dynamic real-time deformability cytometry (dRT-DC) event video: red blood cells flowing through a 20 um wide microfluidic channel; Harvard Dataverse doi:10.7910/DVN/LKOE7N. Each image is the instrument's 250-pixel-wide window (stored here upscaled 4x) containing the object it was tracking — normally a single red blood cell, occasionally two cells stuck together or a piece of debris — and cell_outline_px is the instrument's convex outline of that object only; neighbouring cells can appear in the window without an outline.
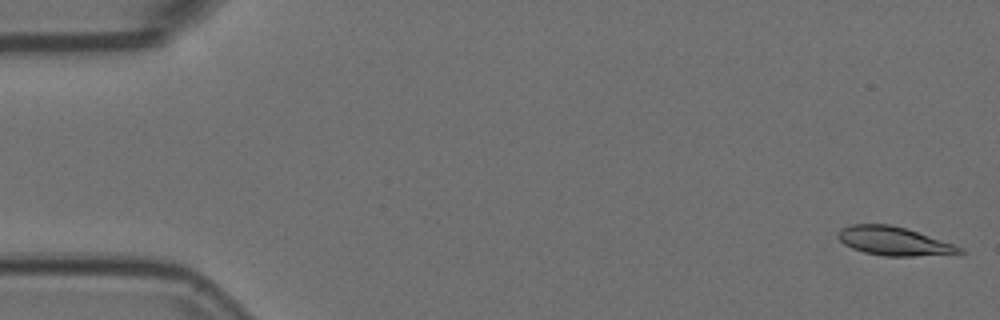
{"species": "Egyptian fruit bat (a non-hibernating species)", "species_latin": "Rousettus aegyptiacus", "temperature_condition": "room temperature", "stored_images_in_passage": 4, "camera_frame_rate_fps": 3000, "um_per_image_px": 0.085, "animal": {"sex": "female"}, "frame": {"image": 1, "passage_image": 1, "time_ms": 0.0, "image_size_px": [1000, 320], "cell_outline_px": [[964, 252], [960, 256], [884, 256], [864, 252], [852, 248], [844, 244], [836, 236], [840, 228], [852, 224], [888, 224], [904, 228], [964, 248]], "centroid_in_image_um": [76.04, 20.53], "position_along_channel_um": 9.0, "area_um2": 20.52}}